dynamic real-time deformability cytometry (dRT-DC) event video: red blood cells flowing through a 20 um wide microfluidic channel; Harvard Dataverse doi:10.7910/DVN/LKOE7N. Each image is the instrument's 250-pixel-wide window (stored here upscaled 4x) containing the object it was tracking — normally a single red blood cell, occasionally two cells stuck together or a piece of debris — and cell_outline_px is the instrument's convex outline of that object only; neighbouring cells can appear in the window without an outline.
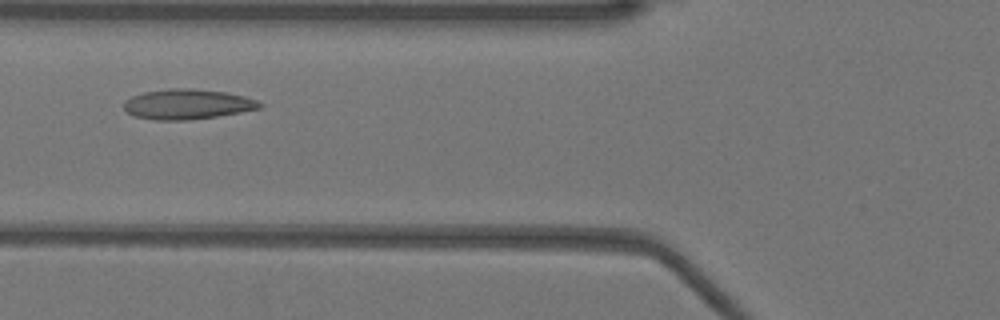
{"species": "Egyptian fruit bat (a non-hibernating species)", "species_latin": "Rousettus aegyptiacus", "temperature_condition": "warm", "stored_images_in_passage": 36, "camera_frame_rate_fps": 3000, "um_per_image_px": 0.085, "animal": {"sex": "female"}, "frame": {"image": 1, "passage_image": 12, "time_ms": 3.667, "image_size_px": [1000, 320], "cell_outline_px": [[264, 104], [260, 108], [240, 112], [216, 116], [188, 120], [156, 120], [136, 116], [128, 112], [124, 108], [124, 100], [132, 96], [144, 92], [168, 88], [188, 88], [224, 92], [244, 96], [256, 100]], "centroid_in_image_um": [15.91, 8.85], "position_along_channel_um": 109.9, "area_um2": 23.64}}
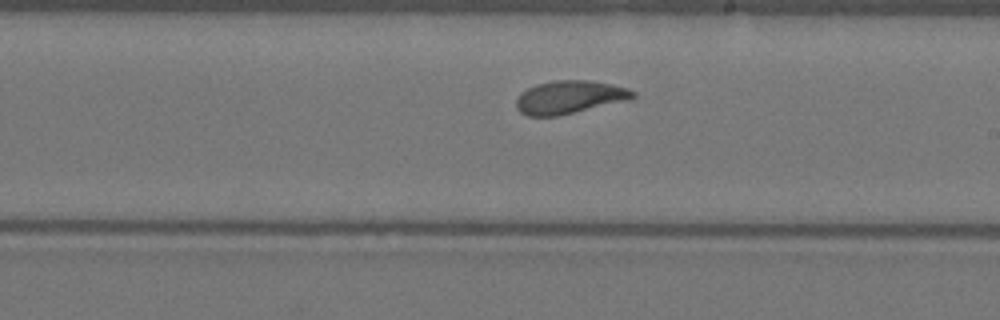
{"frame": {"image": 2, "passage_image": 22, "time_ms": 7.0, "image_size_px": [1000, 320], "cell_outline_px": [[636, 96], [628, 100], [560, 116], [528, 116], [520, 112], [516, 108], [516, 100], [520, 92], [536, 84], [552, 80], [588, 80], [612, 84], [628, 88], [636, 92]], "centroid_in_image_um": [48.4, 8.26], "position_along_channel_um": 240.6, "area_um2": 22.72}}
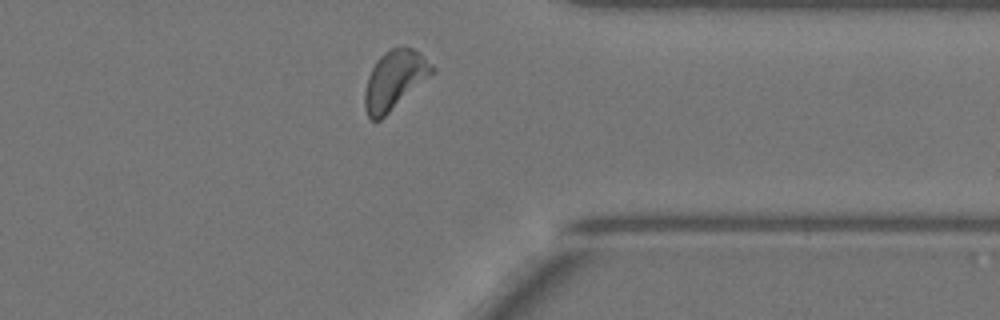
{"frame": {"image": 3, "passage_image": 33, "time_ms": 10.667, "image_size_px": [1000, 320], "cell_outline_px": [[436, 72], [380, 120], [372, 120], [368, 116], [364, 108], [364, 88], [368, 76], [376, 60], [384, 52], [392, 48], [412, 48], [432, 64], [436, 68]], "centroid_in_image_um": [33.53, 6.82], "position_along_channel_um": 377.9, "area_um2": 23.06}, "authors_computed_cell_mechanics": {"area_um2": 22.4842, "velocity_mm_per_s": 3.9311, "shape_relaxation_time_tau1_ms": 4.8441, "shape_relaxation_time_tau2_ms": 1.9543, "deformation_change_tau1": 0.1435, "deformation_change_tau2": 0.0845}}